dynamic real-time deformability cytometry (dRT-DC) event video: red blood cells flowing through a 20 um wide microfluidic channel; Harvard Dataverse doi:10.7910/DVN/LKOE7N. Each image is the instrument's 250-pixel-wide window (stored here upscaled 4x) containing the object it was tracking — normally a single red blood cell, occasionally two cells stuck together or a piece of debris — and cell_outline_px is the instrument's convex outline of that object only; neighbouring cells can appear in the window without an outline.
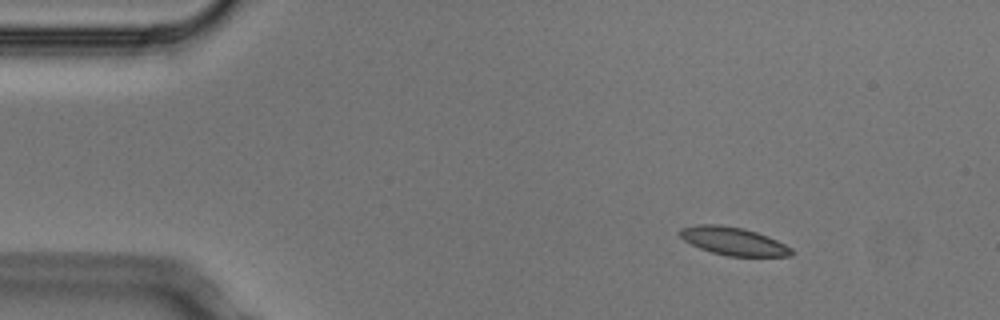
{"species": "Egyptian fruit bat (a non-hibernating species)", "species_latin": "Rousettus aegyptiacus", "temperature_condition": "cold", "stored_images_in_passage": 4, "camera_frame_rate_fps": 3000, "um_per_image_px": 0.085, "animal": {"sex": "male"}, "frame": {"image": 1, "passage_image": 2, "time_ms": 0.333, "image_size_px": [1000, 320], "cell_outline_px": [[792, 256], [728, 256], [712, 252], [700, 248], [684, 240], [680, 236], [680, 228], [696, 224], [720, 224], [744, 228], [768, 236], [792, 248]], "centroid_in_image_um": [62.33, 20.49], "position_along_channel_um": 22.7, "area_um2": 18.15}}